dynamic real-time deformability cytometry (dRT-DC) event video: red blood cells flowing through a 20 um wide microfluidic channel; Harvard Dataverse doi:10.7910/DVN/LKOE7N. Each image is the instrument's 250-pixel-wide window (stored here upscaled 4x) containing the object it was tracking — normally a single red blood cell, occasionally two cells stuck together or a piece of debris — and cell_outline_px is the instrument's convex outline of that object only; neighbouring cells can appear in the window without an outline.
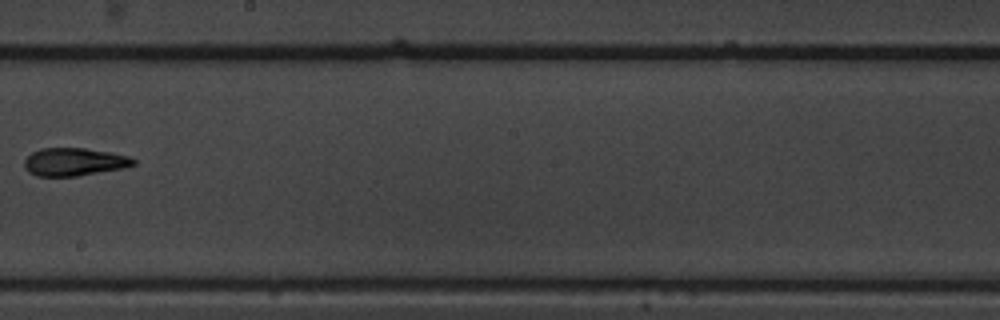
{"species": "common noctule bat (a hibernating species)", "species_latin": "Nyctalus noctula", "temperature_condition": "warm", "stored_images_in_passage": 15, "camera_frame_rate_fps": 3000, "um_per_image_px": 0.085, "animal": {"sex": "male", "body_mass_g": 19.5, "forearm_length_mm": 54.6}, "frame": {"image": 1, "passage_image": 9, "time_ms": 2.667, "image_size_px": [1000, 320], "cell_outline_px": [[136, 164], [124, 168], [76, 176], [36, 176], [28, 172], [24, 168], [24, 160], [32, 152], [40, 148], [84, 148], [108, 152], [128, 156], [136, 160]], "centroid_in_image_um": [6.28, 13.76], "position_along_channel_um": 241.9, "area_um2": 17.74}}
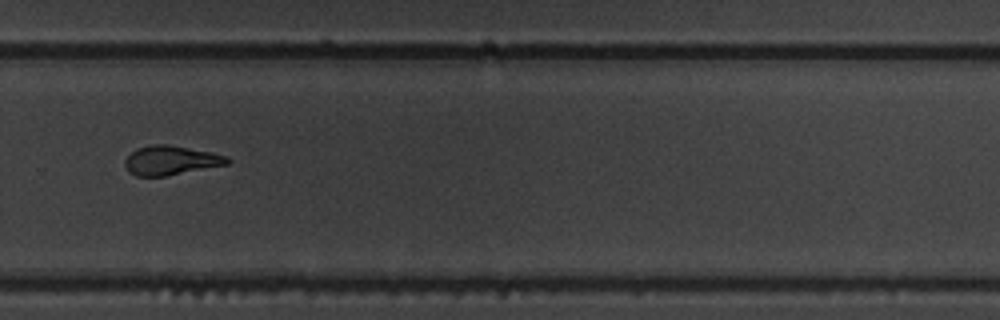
{"frame": {"image": 2, "passage_image": 11, "time_ms": 3.333, "image_size_px": [1000, 320], "cell_outline_px": [[232, 160], [228, 164], [164, 176], [136, 176], [128, 172], [124, 164], [124, 160], [136, 148], [152, 144], [164, 144], [212, 152], [228, 156]], "centroid_in_image_um": [14.51, 13.63], "position_along_channel_um": 315.3, "area_um2": 17.4}}